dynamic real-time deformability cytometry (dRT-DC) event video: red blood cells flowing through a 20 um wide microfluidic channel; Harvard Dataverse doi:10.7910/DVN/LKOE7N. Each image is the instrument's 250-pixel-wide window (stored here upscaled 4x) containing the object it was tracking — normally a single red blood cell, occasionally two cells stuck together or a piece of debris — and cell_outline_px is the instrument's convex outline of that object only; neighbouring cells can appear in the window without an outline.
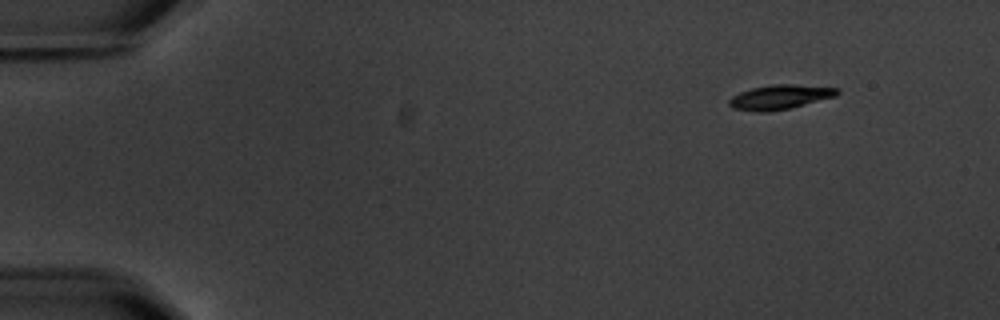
{"species": "common noctule bat (a hibernating species)", "species_latin": "Nyctalus noctula", "temperature_condition": "warm", "stored_images_in_passage": 4, "camera_frame_rate_fps": 3000, "um_per_image_px": 0.085, "animal": {"sex": "male", "body_mass_g": 20.1, "forearm_length_mm": 53.5}, "frame": {"image": 1, "passage_image": 1, "time_ms": 0.0, "image_size_px": [1000, 320], "cell_outline_px": [[840, 92], [836, 96], [788, 108], [768, 112], [756, 112], [732, 108], [728, 104], [728, 100], [732, 96], [740, 92], [752, 88], [772, 84], [792, 84], [840, 88]], "centroid_in_image_um": [66.27, 8.24], "position_along_channel_um": 18.7, "area_um2": 15.37}}
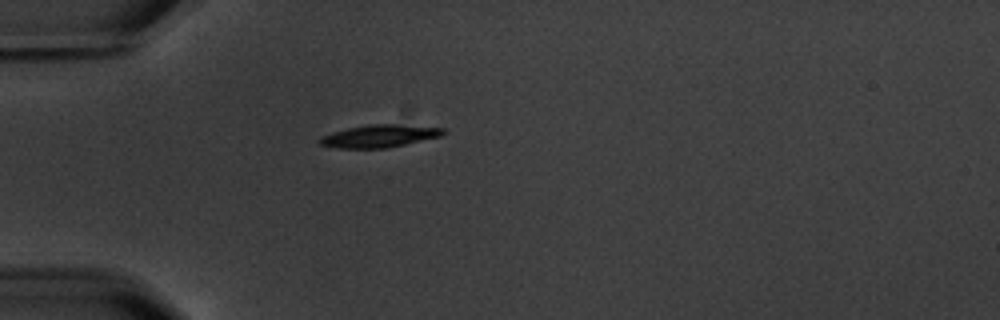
{"frame": {"image": 2, "passage_image": 4, "time_ms": 3.667, "image_size_px": [1000, 320], "cell_outline_px": [[448, 132], [440, 136], [404, 144], [384, 148], [336, 148], [320, 144], [316, 140], [320, 136], [332, 132], [348, 128], [368, 124], [396, 124], [444, 128]], "centroid_in_image_um": [32.2, 11.56], "position_along_channel_um": 52.8, "area_um2": 16.18}}